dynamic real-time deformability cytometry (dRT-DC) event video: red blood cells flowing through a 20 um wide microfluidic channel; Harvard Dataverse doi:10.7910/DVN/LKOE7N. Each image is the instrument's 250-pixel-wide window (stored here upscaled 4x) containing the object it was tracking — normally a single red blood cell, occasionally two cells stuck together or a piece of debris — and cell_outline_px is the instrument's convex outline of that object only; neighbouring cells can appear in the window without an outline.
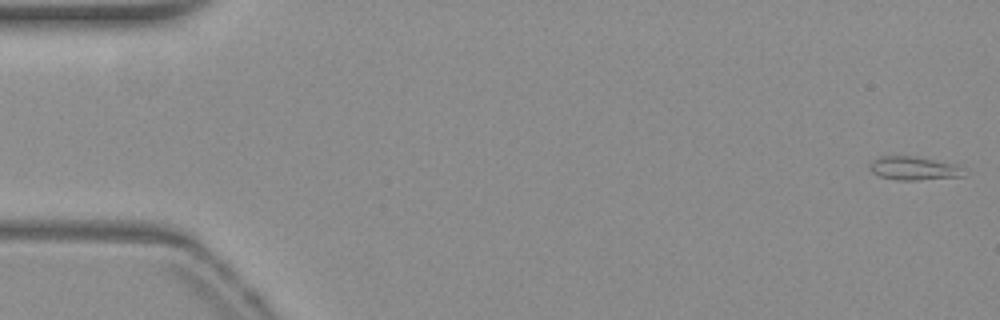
{"species": "common noctule bat (a hibernating species)", "species_latin": "Nyctalus noctula", "temperature_condition": "warm", "stored_images_in_passage": 53, "camera_frame_rate_fps": 3000, "um_per_image_px": 0.085, "animal": {"sex": "female", "body_mass_g": 19.3, "forearm_length_mm": 54.1}, "frame": {"image": 1, "passage_image": 1, "time_ms": 0.0, "image_size_px": [1000, 320], "cell_outline_px": [[964, 176], [916, 180], [896, 180], [880, 176], [872, 172], [868, 168], [868, 164], [872, 160], [880, 156], [916, 156], [956, 164], [960, 168]], "centroid_in_image_um": [77.6, 14.3], "position_along_channel_um": 7.4, "area_um2": 12.89}}
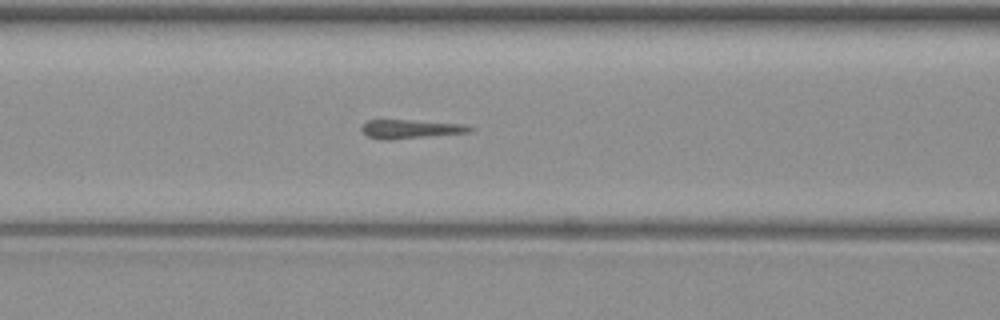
{"frame": {"image": 2, "passage_image": 22, "time_ms": 7.0, "image_size_px": [1000, 320], "cell_outline_px": [[476, 128], [468, 132], [392, 140], [380, 140], [368, 136], [360, 128], [368, 120], [408, 120], [464, 124]], "centroid_in_image_um": [34.89, 10.97], "position_along_channel_um": 131.7, "area_um2": 11.79}}
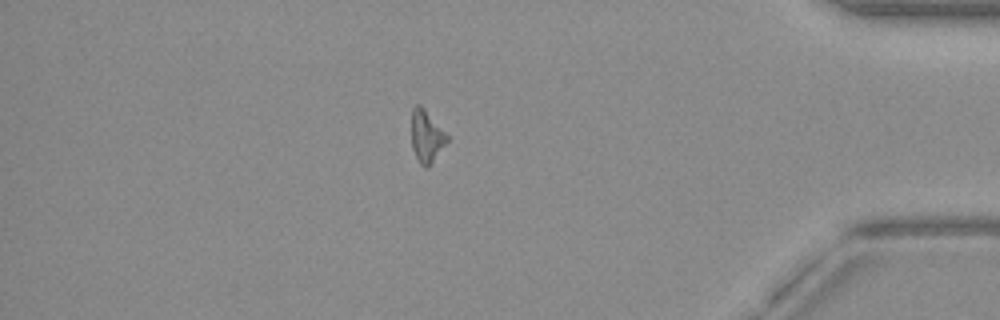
{"frame": {"image": 3, "passage_image": 46, "time_ms": 15.0, "image_size_px": [1000, 320], "cell_outline_px": [[448, 140], [432, 160], [424, 168], [420, 164], [412, 148], [412, 108], [416, 104], [420, 104], [424, 108], [448, 136]], "centroid_in_image_um": [36.22, 11.54], "position_along_channel_um": 399.0, "area_um2": 10.35}}